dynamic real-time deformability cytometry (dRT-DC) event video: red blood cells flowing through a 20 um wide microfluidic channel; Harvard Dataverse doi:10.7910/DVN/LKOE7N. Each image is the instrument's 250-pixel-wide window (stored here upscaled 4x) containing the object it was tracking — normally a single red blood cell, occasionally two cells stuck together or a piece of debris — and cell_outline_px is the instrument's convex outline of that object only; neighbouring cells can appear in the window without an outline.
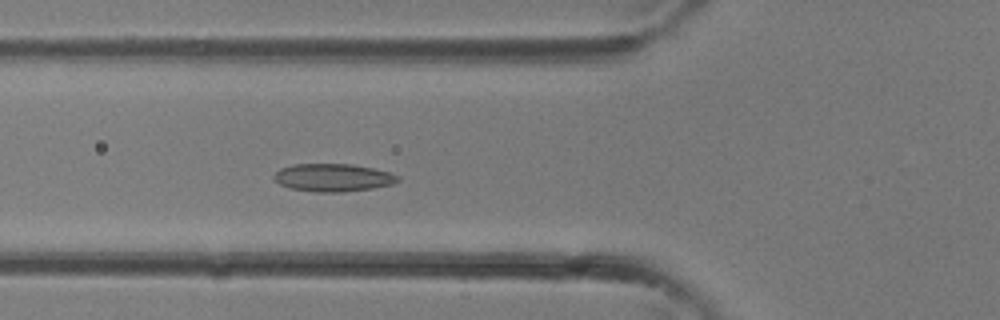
{"species": "common noctule bat (a hibernating species)", "species_latin": "Nyctalus noctula", "temperature_condition": "room temperature", "stored_images_in_passage": 35, "camera_frame_rate_fps": 3000, "um_per_image_px": 0.085, "animal": {"sex": "female"}, "frame": {"image": 1, "passage_image": 12, "time_ms": 3.667, "image_size_px": [1000, 320], "cell_outline_px": [[400, 180], [392, 184], [372, 188], [340, 192], [316, 192], [288, 188], [272, 180], [272, 176], [280, 168], [292, 164], [352, 164], [372, 168], [388, 172], [400, 176]], "centroid_in_image_um": [28.26, 15.09], "position_along_channel_um": 97.5, "area_um2": 20.17}}
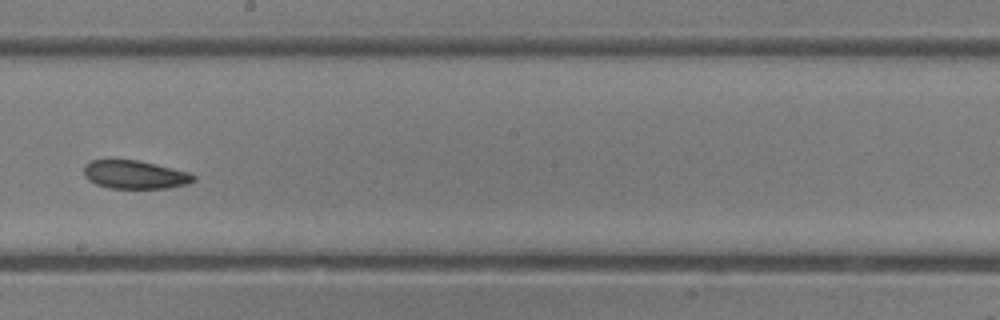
{"frame": {"image": 2, "passage_image": 19, "time_ms": 6.0, "image_size_px": [1000, 320], "cell_outline_px": [[196, 180], [188, 184], [168, 188], [108, 188], [96, 184], [88, 180], [84, 176], [84, 164], [92, 160], [140, 160], [188, 172], [196, 176]], "centroid_in_image_um": [11.46, 14.85], "position_along_channel_um": 236.7, "area_um2": 18.21}}
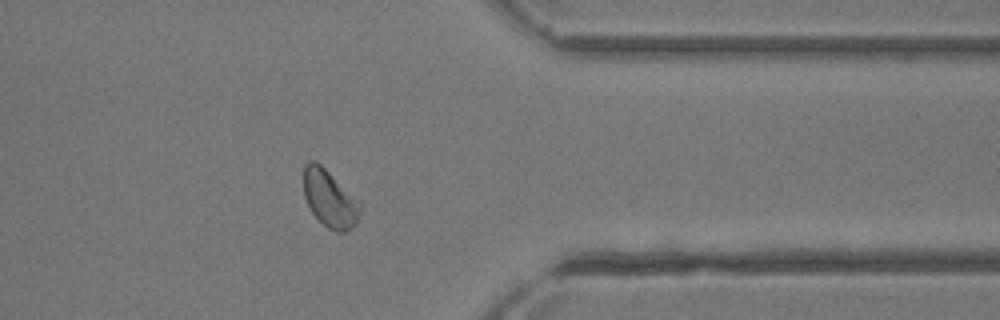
{"frame": {"image": 3, "passage_image": 27, "time_ms": 8.667, "image_size_px": [1000, 320], "cell_outline_px": [[364, 208], [356, 224], [344, 232], [340, 232], [328, 228], [312, 212], [304, 196], [304, 164], [308, 160], [316, 160], [360, 200], [364, 204]], "centroid_in_image_um": [28.08, 16.86], "position_along_channel_um": 383.3, "area_um2": 19.13}}